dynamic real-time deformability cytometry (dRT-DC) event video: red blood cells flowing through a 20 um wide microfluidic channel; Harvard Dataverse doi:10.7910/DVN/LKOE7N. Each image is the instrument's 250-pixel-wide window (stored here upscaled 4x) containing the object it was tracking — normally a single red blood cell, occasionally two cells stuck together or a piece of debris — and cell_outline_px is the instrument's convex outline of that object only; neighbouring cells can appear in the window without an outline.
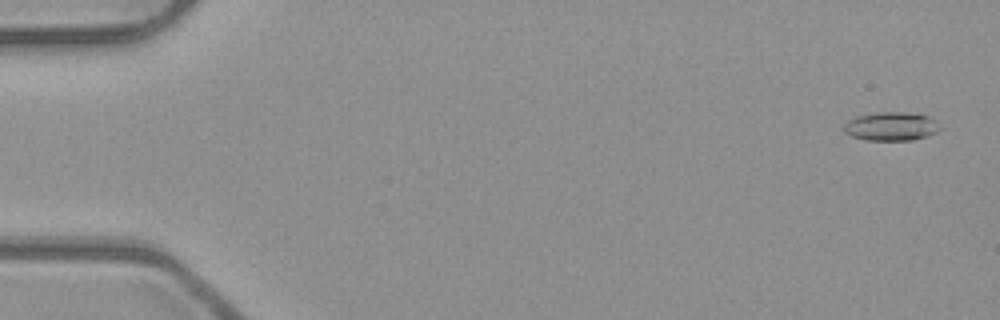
{"species": "common noctule bat (a hibernating species)", "species_latin": "Nyctalus noctula", "temperature_condition": "room temperature", "stored_images_in_passage": 5, "camera_frame_rate_fps": 3000, "um_per_image_px": 0.085, "animal": {"sex": "male", "body_mass_g": 23.1, "forearm_length_mm": 52.7}, "frame": {"image": 1, "passage_image": 1, "time_ms": 0.0, "image_size_px": [1000, 320], "cell_outline_px": [[940, 128], [936, 132], [928, 136], [912, 140], [868, 140], [852, 136], [844, 132], [844, 124], [848, 120], [856, 116], [876, 112], [908, 112], [928, 116]], "centroid_in_image_um": [75.71, 10.74], "position_along_channel_um": 9.3, "area_um2": 15.9}}
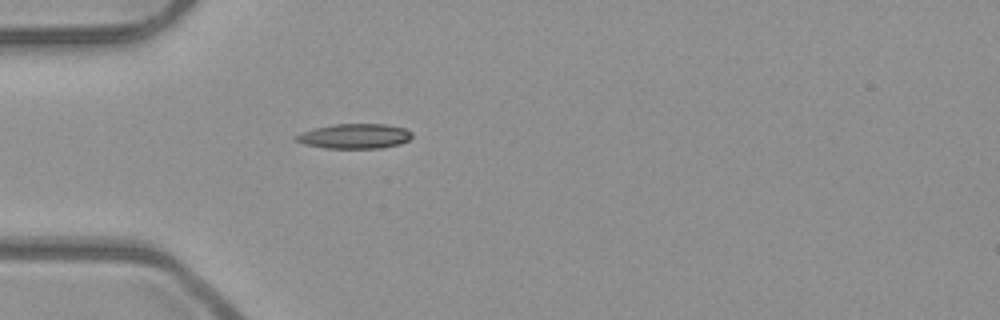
{"frame": {"image": 2, "passage_image": 5, "time_ms": 1.333, "image_size_px": [1000, 320], "cell_outline_px": [[412, 136], [408, 140], [400, 144], [380, 148], [324, 148], [304, 144], [296, 140], [292, 136], [312, 128], [332, 124], [384, 124], [404, 128], [412, 132]], "centroid_in_image_um": [30.1, 11.57], "position_along_channel_um": 54.9, "area_um2": 16.88}}